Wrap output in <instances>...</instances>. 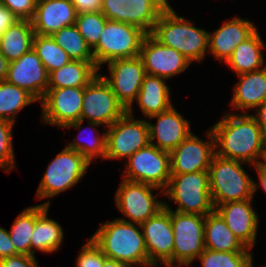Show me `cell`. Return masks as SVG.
Masks as SVG:
<instances>
[{
	"mask_svg": "<svg viewBox=\"0 0 266 267\" xmlns=\"http://www.w3.org/2000/svg\"><path fill=\"white\" fill-rule=\"evenodd\" d=\"M211 130L218 156L248 163L252 167L265 161L266 138L252 114L227 112Z\"/></svg>",
	"mask_w": 266,
	"mask_h": 267,
	"instance_id": "6da1fadb",
	"label": "cell"
},
{
	"mask_svg": "<svg viewBox=\"0 0 266 267\" xmlns=\"http://www.w3.org/2000/svg\"><path fill=\"white\" fill-rule=\"evenodd\" d=\"M109 259L126 264L128 267H142L148 262L145 239L140 224L117 218L112 222L102 223L90 237Z\"/></svg>",
	"mask_w": 266,
	"mask_h": 267,
	"instance_id": "7a4b0ae2",
	"label": "cell"
},
{
	"mask_svg": "<svg viewBox=\"0 0 266 267\" xmlns=\"http://www.w3.org/2000/svg\"><path fill=\"white\" fill-rule=\"evenodd\" d=\"M151 35L161 44L174 48L190 62H202L208 50L209 32L178 16L170 4L155 23Z\"/></svg>",
	"mask_w": 266,
	"mask_h": 267,
	"instance_id": "3957f363",
	"label": "cell"
},
{
	"mask_svg": "<svg viewBox=\"0 0 266 267\" xmlns=\"http://www.w3.org/2000/svg\"><path fill=\"white\" fill-rule=\"evenodd\" d=\"M241 161L214 154L209 172V188L214 208L219 204L253 199V179Z\"/></svg>",
	"mask_w": 266,
	"mask_h": 267,
	"instance_id": "277c9868",
	"label": "cell"
},
{
	"mask_svg": "<svg viewBox=\"0 0 266 267\" xmlns=\"http://www.w3.org/2000/svg\"><path fill=\"white\" fill-rule=\"evenodd\" d=\"M127 110L117 100L110 85L98 73L93 80L83 87V100L81 118L63 128L81 129L84 119H88V126L95 131L94 127L105 125V129L111 126Z\"/></svg>",
	"mask_w": 266,
	"mask_h": 267,
	"instance_id": "5b68a950",
	"label": "cell"
},
{
	"mask_svg": "<svg viewBox=\"0 0 266 267\" xmlns=\"http://www.w3.org/2000/svg\"><path fill=\"white\" fill-rule=\"evenodd\" d=\"M162 193L178 205L177 212L205 216L214 211L208 171L171 174Z\"/></svg>",
	"mask_w": 266,
	"mask_h": 267,
	"instance_id": "8992f818",
	"label": "cell"
},
{
	"mask_svg": "<svg viewBox=\"0 0 266 267\" xmlns=\"http://www.w3.org/2000/svg\"><path fill=\"white\" fill-rule=\"evenodd\" d=\"M145 35L134 25L107 19L98 44L92 49L98 70L112 60L138 57Z\"/></svg>",
	"mask_w": 266,
	"mask_h": 267,
	"instance_id": "52a82bcc",
	"label": "cell"
},
{
	"mask_svg": "<svg viewBox=\"0 0 266 267\" xmlns=\"http://www.w3.org/2000/svg\"><path fill=\"white\" fill-rule=\"evenodd\" d=\"M77 151L65 147L47 165V170L41 179L36 197L45 199L59 195L71 189L84 177L90 166Z\"/></svg>",
	"mask_w": 266,
	"mask_h": 267,
	"instance_id": "ba28073f",
	"label": "cell"
},
{
	"mask_svg": "<svg viewBox=\"0 0 266 267\" xmlns=\"http://www.w3.org/2000/svg\"><path fill=\"white\" fill-rule=\"evenodd\" d=\"M164 207L171 210L174 247L168 262L190 265L205 250V216L173 211L164 201Z\"/></svg>",
	"mask_w": 266,
	"mask_h": 267,
	"instance_id": "9c48e42d",
	"label": "cell"
},
{
	"mask_svg": "<svg viewBox=\"0 0 266 267\" xmlns=\"http://www.w3.org/2000/svg\"><path fill=\"white\" fill-rule=\"evenodd\" d=\"M123 179L160 188L161 193L171 176L170 153L148 144L125 161Z\"/></svg>",
	"mask_w": 266,
	"mask_h": 267,
	"instance_id": "30bf717a",
	"label": "cell"
},
{
	"mask_svg": "<svg viewBox=\"0 0 266 267\" xmlns=\"http://www.w3.org/2000/svg\"><path fill=\"white\" fill-rule=\"evenodd\" d=\"M132 111H126L106 130L105 159H128L149 141L148 123L136 119Z\"/></svg>",
	"mask_w": 266,
	"mask_h": 267,
	"instance_id": "8fae6325",
	"label": "cell"
},
{
	"mask_svg": "<svg viewBox=\"0 0 266 267\" xmlns=\"http://www.w3.org/2000/svg\"><path fill=\"white\" fill-rule=\"evenodd\" d=\"M168 0H102L101 12L113 21L134 25L151 34Z\"/></svg>",
	"mask_w": 266,
	"mask_h": 267,
	"instance_id": "7c38bea8",
	"label": "cell"
},
{
	"mask_svg": "<svg viewBox=\"0 0 266 267\" xmlns=\"http://www.w3.org/2000/svg\"><path fill=\"white\" fill-rule=\"evenodd\" d=\"M152 189L160 190L150 184L122 179L114 198L116 207L129 219L124 221L141 225L164 207V202L155 199L157 195Z\"/></svg>",
	"mask_w": 266,
	"mask_h": 267,
	"instance_id": "4fadbf2b",
	"label": "cell"
},
{
	"mask_svg": "<svg viewBox=\"0 0 266 267\" xmlns=\"http://www.w3.org/2000/svg\"><path fill=\"white\" fill-rule=\"evenodd\" d=\"M110 76L102 78L110 85L117 100L127 111H133V102L142 87L146 70L142 59L135 58L116 59L108 63Z\"/></svg>",
	"mask_w": 266,
	"mask_h": 267,
	"instance_id": "5bb4252c",
	"label": "cell"
},
{
	"mask_svg": "<svg viewBox=\"0 0 266 267\" xmlns=\"http://www.w3.org/2000/svg\"><path fill=\"white\" fill-rule=\"evenodd\" d=\"M83 87L48 88L40 100L44 123L64 126L81 118Z\"/></svg>",
	"mask_w": 266,
	"mask_h": 267,
	"instance_id": "9a60e30c",
	"label": "cell"
},
{
	"mask_svg": "<svg viewBox=\"0 0 266 267\" xmlns=\"http://www.w3.org/2000/svg\"><path fill=\"white\" fill-rule=\"evenodd\" d=\"M207 137L209 140L203 141L191 133L170 152L171 174L208 171L215 154V138L211 128Z\"/></svg>",
	"mask_w": 266,
	"mask_h": 267,
	"instance_id": "2e32d148",
	"label": "cell"
},
{
	"mask_svg": "<svg viewBox=\"0 0 266 267\" xmlns=\"http://www.w3.org/2000/svg\"><path fill=\"white\" fill-rule=\"evenodd\" d=\"M139 57L146 74L168 79L182 73L191 62L174 48L165 46L151 34L142 40Z\"/></svg>",
	"mask_w": 266,
	"mask_h": 267,
	"instance_id": "e0dca14e",
	"label": "cell"
},
{
	"mask_svg": "<svg viewBox=\"0 0 266 267\" xmlns=\"http://www.w3.org/2000/svg\"><path fill=\"white\" fill-rule=\"evenodd\" d=\"M48 72L32 48L19 59L9 62L6 81L27 90L40 101L48 90Z\"/></svg>",
	"mask_w": 266,
	"mask_h": 267,
	"instance_id": "ac0fdd59",
	"label": "cell"
},
{
	"mask_svg": "<svg viewBox=\"0 0 266 267\" xmlns=\"http://www.w3.org/2000/svg\"><path fill=\"white\" fill-rule=\"evenodd\" d=\"M149 261L168 262L173 255L171 210L163 207L141 224Z\"/></svg>",
	"mask_w": 266,
	"mask_h": 267,
	"instance_id": "d6986e66",
	"label": "cell"
},
{
	"mask_svg": "<svg viewBox=\"0 0 266 267\" xmlns=\"http://www.w3.org/2000/svg\"><path fill=\"white\" fill-rule=\"evenodd\" d=\"M148 118H157L156 124L148 120L147 123L150 144L160 150L170 153L192 133L190 122L178 113L174 106ZM155 140L156 143H154Z\"/></svg>",
	"mask_w": 266,
	"mask_h": 267,
	"instance_id": "ffe728a7",
	"label": "cell"
},
{
	"mask_svg": "<svg viewBox=\"0 0 266 267\" xmlns=\"http://www.w3.org/2000/svg\"><path fill=\"white\" fill-rule=\"evenodd\" d=\"M253 199L226 202L214 210L222 217L233 234L248 248L256 243L259 218L252 206Z\"/></svg>",
	"mask_w": 266,
	"mask_h": 267,
	"instance_id": "44dd1931",
	"label": "cell"
},
{
	"mask_svg": "<svg viewBox=\"0 0 266 267\" xmlns=\"http://www.w3.org/2000/svg\"><path fill=\"white\" fill-rule=\"evenodd\" d=\"M76 17L71 0H37L31 22L35 34L51 36L63 27L74 25Z\"/></svg>",
	"mask_w": 266,
	"mask_h": 267,
	"instance_id": "7402d4cb",
	"label": "cell"
},
{
	"mask_svg": "<svg viewBox=\"0 0 266 267\" xmlns=\"http://www.w3.org/2000/svg\"><path fill=\"white\" fill-rule=\"evenodd\" d=\"M256 27L248 18L234 17L214 31L209 33L208 51L220 61H227L237 45L249 38Z\"/></svg>",
	"mask_w": 266,
	"mask_h": 267,
	"instance_id": "603a6c76",
	"label": "cell"
},
{
	"mask_svg": "<svg viewBox=\"0 0 266 267\" xmlns=\"http://www.w3.org/2000/svg\"><path fill=\"white\" fill-rule=\"evenodd\" d=\"M50 200L35 206V224L31 237V256L38 250L53 253L58 250L64 238L61 225L47 217Z\"/></svg>",
	"mask_w": 266,
	"mask_h": 267,
	"instance_id": "cb8c5ba5",
	"label": "cell"
},
{
	"mask_svg": "<svg viewBox=\"0 0 266 267\" xmlns=\"http://www.w3.org/2000/svg\"><path fill=\"white\" fill-rule=\"evenodd\" d=\"M231 106L237 111L257 108L266 99V65L264 68L238 75Z\"/></svg>",
	"mask_w": 266,
	"mask_h": 267,
	"instance_id": "d4e9b609",
	"label": "cell"
},
{
	"mask_svg": "<svg viewBox=\"0 0 266 267\" xmlns=\"http://www.w3.org/2000/svg\"><path fill=\"white\" fill-rule=\"evenodd\" d=\"M205 249L218 252H250L229 229L222 217L214 210L205 215Z\"/></svg>",
	"mask_w": 266,
	"mask_h": 267,
	"instance_id": "484cf974",
	"label": "cell"
},
{
	"mask_svg": "<svg viewBox=\"0 0 266 267\" xmlns=\"http://www.w3.org/2000/svg\"><path fill=\"white\" fill-rule=\"evenodd\" d=\"M165 80L158 76L145 75L136 98V103L145 117L159 114L173 106L170 89Z\"/></svg>",
	"mask_w": 266,
	"mask_h": 267,
	"instance_id": "4316f807",
	"label": "cell"
},
{
	"mask_svg": "<svg viewBox=\"0 0 266 267\" xmlns=\"http://www.w3.org/2000/svg\"><path fill=\"white\" fill-rule=\"evenodd\" d=\"M34 30L29 20H18L0 35V52L9 61L19 59L33 48Z\"/></svg>",
	"mask_w": 266,
	"mask_h": 267,
	"instance_id": "83f0119b",
	"label": "cell"
},
{
	"mask_svg": "<svg viewBox=\"0 0 266 267\" xmlns=\"http://www.w3.org/2000/svg\"><path fill=\"white\" fill-rule=\"evenodd\" d=\"M258 30L239 43L226 63L237 75L257 71L265 66L262 49L265 48Z\"/></svg>",
	"mask_w": 266,
	"mask_h": 267,
	"instance_id": "f1b7e54d",
	"label": "cell"
},
{
	"mask_svg": "<svg viewBox=\"0 0 266 267\" xmlns=\"http://www.w3.org/2000/svg\"><path fill=\"white\" fill-rule=\"evenodd\" d=\"M95 61H74L48 75V88L86 87L99 73Z\"/></svg>",
	"mask_w": 266,
	"mask_h": 267,
	"instance_id": "f546056e",
	"label": "cell"
},
{
	"mask_svg": "<svg viewBox=\"0 0 266 267\" xmlns=\"http://www.w3.org/2000/svg\"><path fill=\"white\" fill-rule=\"evenodd\" d=\"M36 101L38 100L27 90L6 80L0 81V119L15 123L18 112Z\"/></svg>",
	"mask_w": 266,
	"mask_h": 267,
	"instance_id": "4dcf8cb0",
	"label": "cell"
},
{
	"mask_svg": "<svg viewBox=\"0 0 266 267\" xmlns=\"http://www.w3.org/2000/svg\"><path fill=\"white\" fill-rule=\"evenodd\" d=\"M52 38L74 61H95L92 49L74 25L63 27L54 32Z\"/></svg>",
	"mask_w": 266,
	"mask_h": 267,
	"instance_id": "1f68e13d",
	"label": "cell"
},
{
	"mask_svg": "<svg viewBox=\"0 0 266 267\" xmlns=\"http://www.w3.org/2000/svg\"><path fill=\"white\" fill-rule=\"evenodd\" d=\"M33 49L41 59L48 74L71 61L66 51L55 42L52 36L35 34Z\"/></svg>",
	"mask_w": 266,
	"mask_h": 267,
	"instance_id": "d6a6232c",
	"label": "cell"
},
{
	"mask_svg": "<svg viewBox=\"0 0 266 267\" xmlns=\"http://www.w3.org/2000/svg\"><path fill=\"white\" fill-rule=\"evenodd\" d=\"M35 224V206L25 208L9 231L10 239L19 254L31 256V237Z\"/></svg>",
	"mask_w": 266,
	"mask_h": 267,
	"instance_id": "836d02e7",
	"label": "cell"
},
{
	"mask_svg": "<svg viewBox=\"0 0 266 267\" xmlns=\"http://www.w3.org/2000/svg\"><path fill=\"white\" fill-rule=\"evenodd\" d=\"M250 252H218L205 249L197 259L203 267H253Z\"/></svg>",
	"mask_w": 266,
	"mask_h": 267,
	"instance_id": "e575fe53",
	"label": "cell"
},
{
	"mask_svg": "<svg viewBox=\"0 0 266 267\" xmlns=\"http://www.w3.org/2000/svg\"><path fill=\"white\" fill-rule=\"evenodd\" d=\"M106 21L101 11L77 14L75 26L91 49L98 44Z\"/></svg>",
	"mask_w": 266,
	"mask_h": 267,
	"instance_id": "d590c367",
	"label": "cell"
},
{
	"mask_svg": "<svg viewBox=\"0 0 266 267\" xmlns=\"http://www.w3.org/2000/svg\"><path fill=\"white\" fill-rule=\"evenodd\" d=\"M80 134L82 135L81 132H80ZM97 134H96V136H93L92 138L87 137L89 139H87V141L85 143L83 141H81L82 138L80 137L81 135H79L78 139L74 138L73 141L71 143H69V145H67L66 147H68L69 149L77 151L79 154H81L90 163H92V160L95 157H100L102 159H105L106 131L103 134H101V133H97Z\"/></svg>",
	"mask_w": 266,
	"mask_h": 267,
	"instance_id": "8d00e7d4",
	"label": "cell"
},
{
	"mask_svg": "<svg viewBox=\"0 0 266 267\" xmlns=\"http://www.w3.org/2000/svg\"><path fill=\"white\" fill-rule=\"evenodd\" d=\"M13 122L0 119V168L6 173L16 167L12 144Z\"/></svg>",
	"mask_w": 266,
	"mask_h": 267,
	"instance_id": "74e56055",
	"label": "cell"
},
{
	"mask_svg": "<svg viewBox=\"0 0 266 267\" xmlns=\"http://www.w3.org/2000/svg\"><path fill=\"white\" fill-rule=\"evenodd\" d=\"M106 258L101 249L89 238L81 247L76 259V267H102Z\"/></svg>",
	"mask_w": 266,
	"mask_h": 267,
	"instance_id": "f35d334b",
	"label": "cell"
},
{
	"mask_svg": "<svg viewBox=\"0 0 266 267\" xmlns=\"http://www.w3.org/2000/svg\"><path fill=\"white\" fill-rule=\"evenodd\" d=\"M37 0H0L19 20L31 21L35 15Z\"/></svg>",
	"mask_w": 266,
	"mask_h": 267,
	"instance_id": "ab89813d",
	"label": "cell"
},
{
	"mask_svg": "<svg viewBox=\"0 0 266 267\" xmlns=\"http://www.w3.org/2000/svg\"><path fill=\"white\" fill-rule=\"evenodd\" d=\"M0 267H39L35 256L18 254L0 260Z\"/></svg>",
	"mask_w": 266,
	"mask_h": 267,
	"instance_id": "60d3db41",
	"label": "cell"
},
{
	"mask_svg": "<svg viewBox=\"0 0 266 267\" xmlns=\"http://www.w3.org/2000/svg\"><path fill=\"white\" fill-rule=\"evenodd\" d=\"M18 254L10 239L9 231L0 227V260Z\"/></svg>",
	"mask_w": 266,
	"mask_h": 267,
	"instance_id": "b9f144b4",
	"label": "cell"
},
{
	"mask_svg": "<svg viewBox=\"0 0 266 267\" xmlns=\"http://www.w3.org/2000/svg\"><path fill=\"white\" fill-rule=\"evenodd\" d=\"M77 14L85 12H98L101 10L102 0H71Z\"/></svg>",
	"mask_w": 266,
	"mask_h": 267,
	"instance_id": "7bdbcfd3",
	"label": "cell"
},
{
	"mask_svg": "<svg viewBox=\"0 0 266 267\" xmlns=\"http://www.w3.org/2000/svg\"><path fill=\"white\" fill-rule=\"evenodd\" d=\"M18 20L6 6L0 4V35Z\"/></svg>",
	"mask_w": 266,
	"mask_h": 267,
	"instance_id": "ee69618b",
	"label": "cell"
},
{
	"mask_svg": "<svg viewBox=\"0 0 266 267\" xmlns=\"http://www.w3.org/2000/svg\"><path fill=\"white\" fill-rule=\"evenodd\" d=\"M257 113L252 116L256 119L257 124L261 128L264 137L266 138V99L256 108Z\"/></svg>",
	"mask_w": 266,
	"mask_h": 267,
	"instance_id": "f6af8a7d",
	"label": "cell"
},
{
	"mask_svg": "<svg viewBox=\"0 0 266 267\" xmlns=\"http://www.w3.org/2000/svg\"><path fill=\"white\" fill-rule=\"evenodd\" d=\"M253 167H255L256 168L255 170H257L260 182L259 185L255 181H253V193H256V190L259 188V186L262 187L263 190L266 192V164L263 162L256 164Z\"/></svg>",
	"mask_w": 266,
	"mask_h": 267,
	"instance_id": "bcb514c9",
	"label": "cell"
},
{
	"mask_svg": "<svg viewBox=\"0 0 266 267\" xmlns=\"http://www.w3.org/2000/svg\"><path fill=\"white\" fill-rule=\"evenodd\" d=\"M9 61L0 52V81L6 80Z\"/></svg>",
	"mask_w": 266,
	"mask_h": 267,
	"instance_id": "7dc6e473",
	"label": "cell"
},
{
	"mask_svg": "<svg viewBox=\"0 0 266 267\" xmlns=\"http://www.w3.org/2000/svg\"><path fill=\"white\" fill-rule=\"evenodd\" d=\"M158 263H160V262H158V261H149V262H146L142 266H144V267H159ZM161 263L163 264L162 267H184V265L175 264V263H172V262H161Z\"/></svg>",
	"mask_w": 266,
	"mask_h": 267,
	"instance_id": "c3c4849f",
	"label": "cell"
},
{
	"mask_svg": "<svg viewBox=\"0 0 266 267\" xmlns=\"http://www.w3.org/2000/svg\"><path fill=\"white\" fill-rule=\"evenodd\" d=\"M102 267H128V266L122 262L106 258Z\"/></svg>",
	"mask_w": 266,
	"mask_h": 267,
	"instance_id": "681fc988",
	"label": "cell"
}]
</instances>
